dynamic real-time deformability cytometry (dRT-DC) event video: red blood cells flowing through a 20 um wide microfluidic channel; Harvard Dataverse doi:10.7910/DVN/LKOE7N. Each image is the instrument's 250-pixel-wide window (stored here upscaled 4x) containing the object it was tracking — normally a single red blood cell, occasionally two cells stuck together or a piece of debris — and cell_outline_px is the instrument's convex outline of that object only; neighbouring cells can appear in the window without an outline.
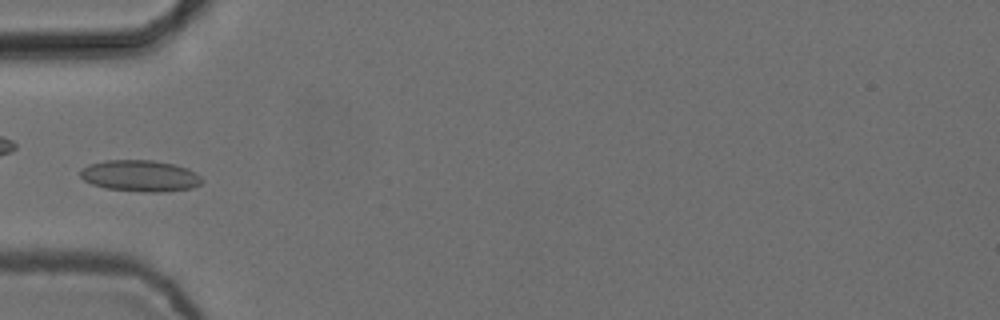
{"species": "common noctule bat (a hibernating species)", "species_latin": "Nyctalus noctula", "temperature_condition": "cold", "stored_images_in_passage": 5, "camera_frame_rate_fps": 3000, "um_per_image_px": 0.085, "animal": {"sex": "female", "body_mass_g": 24.6, "forearm_length_mm": 56.2}, "frame": {"image": 1, "passage_image": 5, "time_ms": 1.333, "image_size_px": [1000, 320], "cell_outline_px": [[204, 180], [200, 184], [192, 188], [160, 192], [144, 192], [104, 188], [92, 184], [84, 180], [80, 176], [80, 172], [88, 164], [104, 160], [152, 160], [172, 164], [188, 168], [196, 172]], "centroid_in_image_um": [11.92, 14.94], "position_along_channel_um": 73.1, "area_um2": 22.31}}